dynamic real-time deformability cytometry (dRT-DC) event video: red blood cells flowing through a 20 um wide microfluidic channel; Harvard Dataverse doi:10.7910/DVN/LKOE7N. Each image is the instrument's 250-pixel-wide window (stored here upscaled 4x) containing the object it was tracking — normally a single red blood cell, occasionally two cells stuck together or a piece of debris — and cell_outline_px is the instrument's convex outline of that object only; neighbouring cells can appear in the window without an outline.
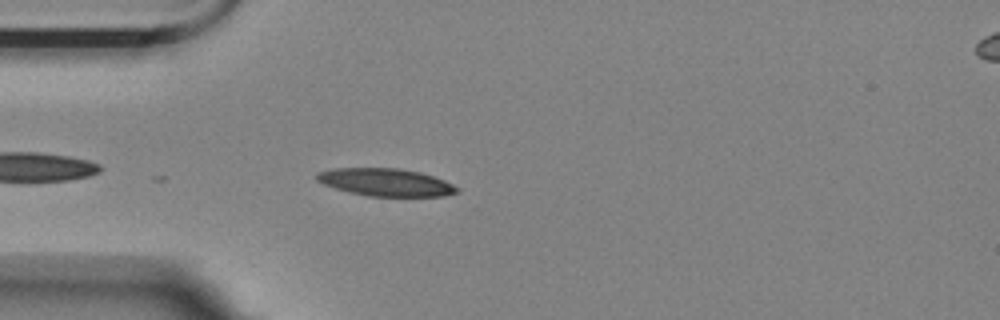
{"species": "Egyptian fruit bat (a non-hibernating species)", "species_latin": "Rousettus aegyptiacus", "temperature_condition": "room temperature", "stored_images_in_passage": 4, "camera_frame_rate_fps": 3000, "um_per_image_px": 0.085, "animal": {"sex": "female"}, "frame": {"image": 1, "passage_image": 4, "time_ms": 1.0, "image_size_px": [1000, 320], "cell_outline_px": [[460, 192], [444, 196], [368, 196], [348, 192], [324, 184], [316, 180], [316, 176], [320, 172], [332, 168], [400, 168], [420, 172], [444, 180], [460, 188]], "centroid_in_image_um": [32.82, 15.49], "position_along_channel_um": 52.2, "area_um2": 22.54}}